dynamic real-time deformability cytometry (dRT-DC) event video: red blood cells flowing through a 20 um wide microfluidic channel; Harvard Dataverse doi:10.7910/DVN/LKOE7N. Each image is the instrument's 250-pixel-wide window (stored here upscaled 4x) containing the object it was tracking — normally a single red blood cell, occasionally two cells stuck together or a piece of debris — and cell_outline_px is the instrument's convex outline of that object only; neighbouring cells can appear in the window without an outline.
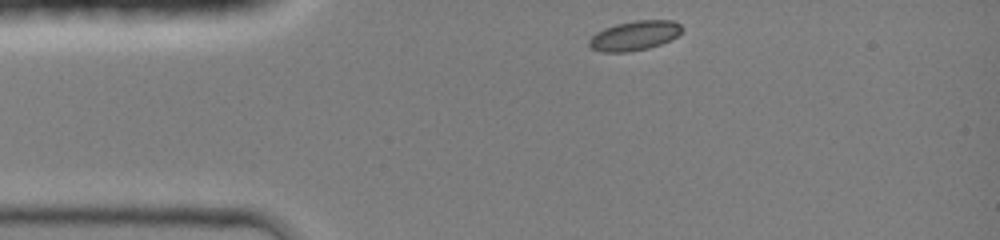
{"species": "common noctule bat (a hibernating species)", "species_latin": "Nyctalus noctula", "temperature_condition": "room temperature", "stored_images_in_passage": 32, "camera_frame_rate_fps": 3000, "um_per_image_px": 0.085, "animal": {"sex": "female", "body_mass_g": 19.0, "forearm_length_mm": 51.5}, "frame": {"image": 1, "passage_image": 1, "time_ms": 0.0, "image_size_px": [1000, 240], "cell_outline_px": [[684, 28], [676, 36], [660, 44], [648, 48], [628, 52], [600, 52], [592, 48], [588, 44], [588, 40], [596, 32], [604, 28], [616, 24], [636, 20], [672, 20], [680, 24]], "centroid_in_image_um": [53.91, 3.02], "position_along_channel_um": 31.1, "area_um2": 15.95}}
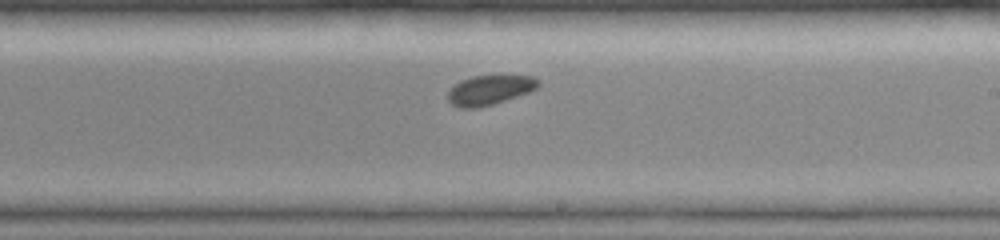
{"frame": {"image": 2, "passage_image": 19, "time_ms": 6.0, "image_size_px": [1000, 240], "cell_outline_px": [[540, 84], [536, 88], [528, 92], [492, 104], [476, 108], [460, 108], [452, 104], [448, 100], [448, 92], [460, 80], [472, 76], [532, 76], [540, 80]], "centroid_in_image_um": [41.61, 7.65], "position_along_channel_um": 247.4, "area_um2": 15.32}}
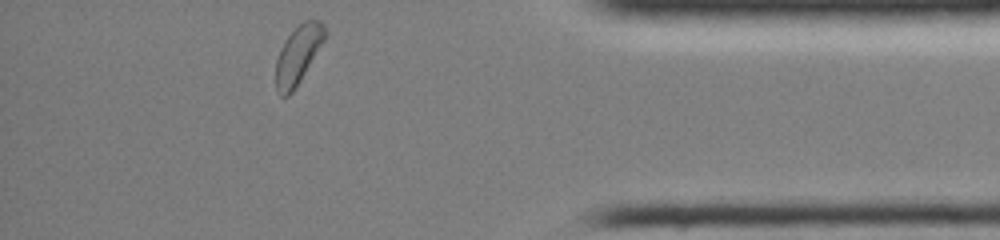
{"frame": {"image": 3, "passage_image": 32, "time_ms": 10.333, "image_size_px": [1000, 240], "cell_outline_px": [[328, 36], [300, 80], [292, 92], [288, 96], [280, 96], [276, 92], [276, 60], [280, 48], [284, 40], [304, 20], [320, 20], [324, 24], [328, 32]], "centroid_in_image_um": [25.36, 4.63], "position_along_channel_um": 409.8, "area_um2": 16.76}, "authors_computed_cell_mechanics": {"area_um2": 15.9528, "velocity_mm_per_s": 4.2223, "shape_relaxation_time_tau1_ms": null, "shape_relaxation_time_tau2_ms": 5.1706, "deformation_change_tau1": null, "deformation_change_tau2": 0.0899}}